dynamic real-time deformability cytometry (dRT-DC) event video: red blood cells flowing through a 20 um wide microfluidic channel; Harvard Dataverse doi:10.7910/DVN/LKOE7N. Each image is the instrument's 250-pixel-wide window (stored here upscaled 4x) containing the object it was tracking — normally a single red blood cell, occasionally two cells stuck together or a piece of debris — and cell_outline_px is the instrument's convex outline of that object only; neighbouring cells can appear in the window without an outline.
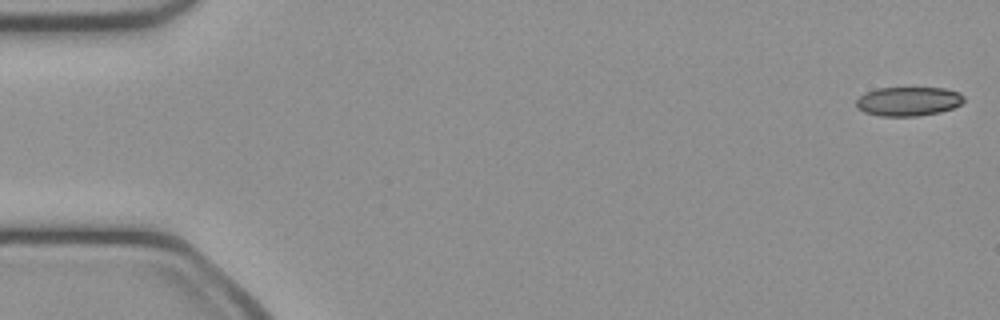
{"species": "common noctule bat (a hibernating species)", "species_latin": "Nyctalus noctula", "temperature_condition": "cold", "stored_images_in_passage": 46, "camera_frame_rate_fps": 3000, "um_per_image_px": 0.085, "animal": {"sex": "female", "body_mass_g": 21.9}, "frame": {"image": 1, "passage_image": 1, "time_ms": 0.0, "image_size_px": [1000, 320], "cell_outline_px": [[964, 100], [960, 104], [952, 108], [940, 112], [916, 116], [880, 116], [864, 112], [856, 108], [856, 100], [864, 92], [876, 88], [944, 88], [960, 92], [964, 96]], "centroid_in_image_um": [77.18, 8.61], "position_along_channel_um": 7.8, "area_um2": 18.38}}
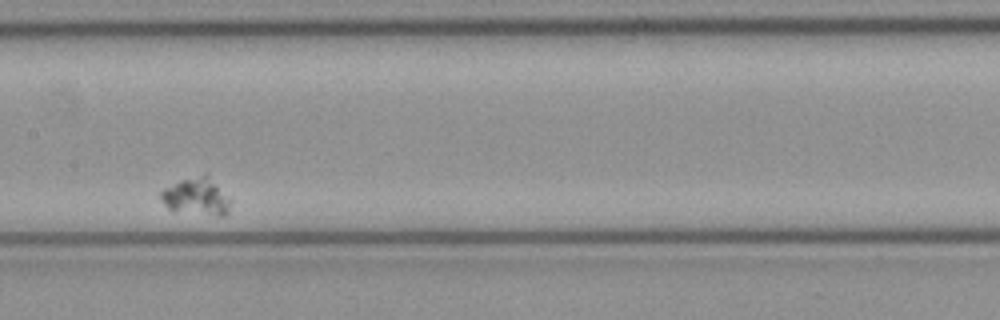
{"frame": {"image": 2, "passage_image": 29, "time_ms": 9.333, "image_size_px": [1000, 320], "cell_outline_px": [[232, 200], [228, 212], [224, 216], [220, 216], [168, 208], [164, 204], [160, 196], [160, 192], [164, 188], [180, 180], [204, 172]], "centroid_in_image_um": [16.72, 16.67], "position_along_channel_um": 190.7, "area_um2": 14.85}}
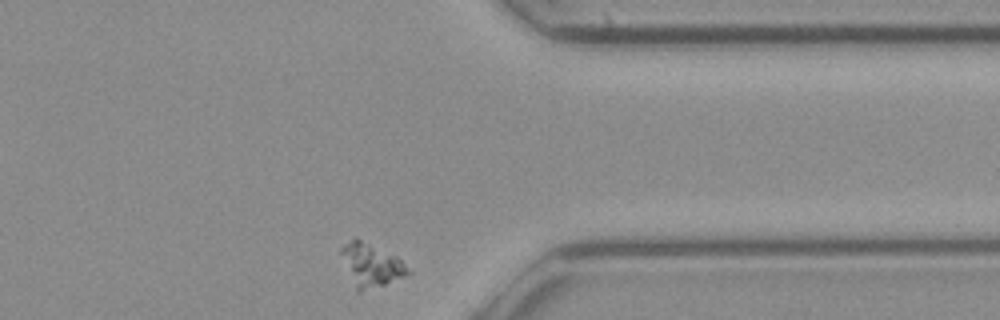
{"frame": {"image": 3, "passage_image": 46, "time_ms": 15.0, "image_size_px": [1000, 320], "cell_outline_px": [[412, 272], [404, 276], [384, 284], [360, 292], [356, 292], [340, 252], [340, 248], [344, 244], [356, 236], [396, 256]], "centroid_in_image_um": [31.51, 22.5], "position_along_channel_um": 379.9, "area_um2": 16.59}}